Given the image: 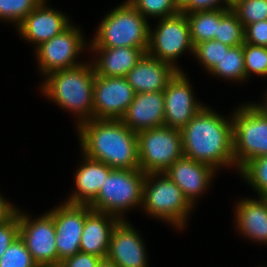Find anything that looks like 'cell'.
I'll return each mask as SVG.
<instances>
[{
  "label": "cell",
  "instance_id": "obj_1",
  "mask_svg": "<svg viewBox=\"0 0 267 267\" xmlns=\"http://www.w3.org/2000/svg\"><path fill=\"white\" fill-rule=\"evenodd\" d=\"M83 154L112 169H140L138 136L121 119H91L78 124Z\"/></svg>",
  "mask_w": 267,
  "mask_h": 267
},
{
  "label": "cell",
  "instance_id": "obj_2",
  "mask_svg": "<svg viewBox=\"0 0 267 267\" xmlns=\"http://www.w3.org/2000/svg\"><path fill=\"white\" fill-rule=\"evenodd\" d=\"M180 131L184 157L214 169L235 164L232 120L229 122L203 106Z\"/></svg>",
  "mask_w": 267,
  "mask_h": 267
},
{
  "label": "cell",
  "instance_id": "obj_3",
  "mask_svg": "<svg viewBox=\"0 0 267 267\" xmlns=\"http://www.w3.org/2000/svg\"><path fill=\"white\" fill-rule=\"evenodd\" d=\"M47 75L49 77H46L47 80L42 86L46 95L60 107L76 112L82 117L79 119L80 123L93 119V86L96 75L94 66L81 64Z\"/></svg>",
  "mask_w": 267,
  "mask_h": 267
},
{
  "label": "cell",
  "instance_id": "obj_4",
  "mask_svg": "<svg viewBox=\"0 0 267 267\" xmlns=\"http://www.w3.org/2000/svg\"><path fill=\"white\" fill-rule=\"evenodd\" d=\"M149 25L128 1L110 12L102 21L91 48H141L147 52Z\"/></svg>",
  "mask_w": 267,
  "mask_h": 267
},
{
  "label": "cell",
  "instance_id": "obj_5",
  "mask_svg": "<svg viewBox=\"0 0 267 267\" xmlns=\"http://www.w3.org/2000/svg\"><path fill=\"white\" fill-rule=\"evenodd\" d=\"M145 177L141 169H112L90 208L120 218V212L142 205Z\"/></svg>",
  "mask_w": 267,
  "mask_h": 267
},
{
  "label": "cell",
  "instance_id": "obj_6",
  "mask_svg": "<svg viewBox=\"0 0 267 267\" xmlns=\"http://www.w3.org/2000/svg\"><path fill=\"white\" fill-rule=\"evenodd\" d=\"M232 119L233 153L239 170L267 155V116L255 104L239 108Z\"/></svg>",
  "mask_w": 267,
  "mask_h": 267
},
{
  "label": "cell",
  "instance_id": "obj_7",
  "mask_svg": "<svg viewBox=\"0 0 267 267\" xmlns=\"http://www.w3.org/2000/svg\"><path fill=\"white\" fill-rule=\"evenodd\" d=\"M142 204L150 215L172 222L179 228L184 227L185 218L192 207L180 187L164 173L146 174Z\"/></svg>",
  "mask_w": 267,
  "mask_h": 267
},
{
  "label": "cell",
  "instance_id": "obj_8",
  "mask_svg": "<svg viewBox=\"0 0 267 267\" xmlns=\"http://www.w3.org/2000/svg\"><path fill=\"white\" fill-rule=\"evenodd\" d=\"M140 169L145 173H164L182 158V136L179 129L162 126L137 133Z\"/></svg>",
  "mask_w": 267,
  "mask_h": 267
},
{
  "label": "cell",
  "instance_id": "obj_9",
  "mask_svg": "<svg viewBox=\"0 0 267 267\" xmlns=\"http://www.w3.org/2000/svg\"><path fill=\"white\" fill-rule=\"evenodd\" d=\"M159 23L153 33L149 29L147 54L173 66V61L184 50L194 52L186 14L179 12L174 16L161 18Z\"/></svg>",
  "mask_w": 267,
  "mask_h": 267
},
{
  "label": "cell",
  "instance_id": "obj_10",
  "mask_svg": "<svg viewBox=\"0 0 267 267\" xmlns=\"http://www.w3.org/2000/svg\"><path fill=\"white\" fill-rule=\"evenodd\" d=\"M19 213V236L39 267H58V250L52 211L31 221Z\"/></svg>",
  "mask_w": 267,
  "mask_h": 267
},
{
  "label": "cell",
  "instance_id": "obj_11",
  "mask_svg": "<svg viewBox=\"0 0 267 267\" xmlns=\"http://www.w3.org/2000/svg\"><path fill=\"white\" fill-rule=\"evenodd\" d=\"M93 94V119H121L135 96L126 77L98 75H95Z\"/></svg>",
  "mask_w": 267,
  "mask_h": 267
},
{
  "label": "cell",
  "instance_id": "obj_12",
  "mask_svg": "<svg viewBox=\"0 0 267 267\" xmlns=\"http://www.w3.org/2000/svg\"><path fill=\"white\" fill-rule=\"evenodd\" d=\"M92 211L89 205L69 204L52 210L58 250V265L61 260L80 251V240L86 216Z\"/></svg>",
  "mask_w": 267,
  "mask_h": 267
},
{
  "label": "cell",
  "instance_id": "obj_13",
  "mask_svg": "<svg viewBox=\"0 0 267 267\" xmlns=\"http://www.w3.org/2000/svg\"><path fill=\"white\" fill-rule=\"evenodd\" d=\"M80 31L69 26L61 34L41 43L37 47V56L41 71L46 75L60 69H70L81 64L75 62L76 55L83 49Z\"/></svg>",
  "mask_w": 267,
  "mask_h": 267
},
{
  "label": "cell",
  "instance_id": "obj_14",
  "mask_svg": "<svg viewBox=\"0 0 267 267\" xmlns=\"http://www.w3.org/2000/svg\"><path fill=\"white\" fill-rule=\"evenodd\" d=\"M183 72L177 71L164 92V126L181 130L203 108L196 103Z\"/></svg>",
  "mask_w": 267,
  "mask_h": 267
},
{
  "label": "cell",
  "instance_id": "obj_15",
  "mask_svg": "<svg viewBox=\"0 0 267 267\" xmlns=\"http://www.w3.org/2000/svg\"><path fill=\"white\" fill-rule=\"evenodd\" d=\"M118 267H146V254L139 234L124 219L114 227L107 253Z\"/></svg>",
  "mask_w": 267,
  "mask_h": 267
},
{
  "label": "cell",
  "instance_id": "obj_16",
  "mask_svg": "<svg viewBox=\"0 0 267 267\" xmlns=\"http://www.w3.org/2000/svg\"><path fill=\"white\" fill-rule=\"evenodd\" d=\"M177 71L180 69L176 65L172 66L145 53L127 73L126 79L135 94L164 91Z\"/></svg>",
  "mask_w": 267,
  "mask_h": 267
},
{
  "label": "cell",
  "instance_id": "obj_17",
  "mask_svg": "<svg viewBox=\"0 0 267 267\" xmlns=\"http://www.w3.org/2000/svg\"><path fill=\"white\" fill-rule=\"evenodd\" d=\"M121 121L136 133L164 126V92L135 94Z\"/></svg>",
  "mask_w": 267,
  "mask_h": 267
},
{
  "label": "cell",
  "instance_id": "obj_18",
  "mask_svg": "<svg viewBox=\"0 0 267 267\" xmlns=\"http://www.w3.org/2000/svg\"><path fill=\"white\" fill-rule=\"evenodd\" d=\"M43 0L17 26L21 36L37 44V47L54 36L61 34L70 24L68 18L60 12L45 7Z\"/></svg>",
  "mask_w": 267,
  "mask_h": 267
},
{
  "label": "cell",
  "instance_id": "obj_19",
  "mask_svg": "<svg viewBox=\"0 0 267 267\" xmlns=\"http://www.w3.org/2000/svg\"><path fill=\"white\" fill-rule=\"evenodd\" d=\"M214 170L207 164L183 156L173 162L164 174L180 187L186 199L193 205L195 197L208 187Z\"/></svg>",
  "mask_w": 267,
  "mask_h": 267
},
{
  "label": "cell",
  "instance_id": "obj_20",
  "mask_svg": "<svg viewBox=\"0 0 267 267\" xmlns=\"http://www.w3.org/2000/svg\"><path fill=\"white\" fill-rule=\"evenodd\" d=\"M120 220H122V218L92 210L86 216L80 240V251L106 258L110 245L111 233Z\"/></svg>",
  "mask_w": 267,
  "mask_h": 267
},
{
  "label": "cell",
  "instance_id": "obj_21",
  "mask_svg": "<svg viewBox=\"0 0 267 267\" xmlns=\"http://www.w3.org/2000/svg\"><path fill=\"white\" fill-rule=\"evenodd\" d=\"M83 166L77 170L75 183L77 192L68 199L69 204L89 205L98 195L105 179L112 170L101 161L91 159L84 155Z\"/></svg>",
  "mask_w": 267,
  "mask_h": 267
},
{
  "label": "cell",
  "instance_id": "obj_22",
  "mask_svg": "<svg viewBox=\"0 0 267 267\" xmlns=\"http://www.w3.org/2000/svg\"><path fill=\"white\" fill-rule=\"evenodd\" d=\"M92 49L101 54L93 65L95 73L104 77H126L145 54L141 48L134 47Z\"/></svg>",
  "mask_w": 267,
  "mask_h": 267
},
{
  "label": "cell",
  "instance_id": "obj_23",
  "mask_svg": "<svg viewBox=\"0 0 267 267\" xmlns=\"http://www.w3.org/2000/svg\"><path fill=\"white\" fill-rule=\"evenodd\" d=\"M246 199L236 208L238 228L244 235L255 241L267 243V199Z\"/></svg>",
  "mask_w": 267,
  "mask_h": 267
},
{
  "label": "cell",
  "instance_id": "obj_24",
  "mask_svg": "<svg viewBox=\"0 0 267 267\" xmlns=\"http://www.w3.org/2000/svg\"><path fill=\"white\" fill-rule=\"evenodd\" d=\"M214 40L229 47L244 44V27L232 10H217V30Z\"/></svg>",
  "mask_w": 267,
  "mask_h": 267
},
{
  "label": "cell",
  "instance_id": "obj_25",
  "mask_svg": "<svg viewBox=\"0 0 267 267\" xmlns=\"http://www.w3.org/2000/svg\"><path fill=\"white\" fill-rule=\"evenodd\" d=\"M186 14L193 46L214 39L217 30V10L197 11Z\"/></svg>",
  "mask_w": 267,
  "mask_h": 267
},
{
  "label": "cell",
  "instance_id": "obj_26",
  "mask_svg": "<svg viewBox=\"0 0 267 267\" xmlns=\"http://www.w3.org/2000/svg\"><path fill=\"white\" fill-rule=\"evenodd\" d=\"M212 74L230 80H243L245 79V66H244V55L243 47L234 46L230 47L228 52H224L223 57L211 71Z\"/></svg>",
  "mask_w": 267,
  "mask_h": 267
},
{
  "label": "cell",
  "instance_id": "obj_27",
  "mask_svg": "<svg viewBox=\"0 0 267 267\" xmlns=\"http://www.w3.org/2000/svg\"><path fill=\"white\" fill-rule=\"evenodd\" d=\"M232 10L237 14L243 27L267 20V0H234Z\"/></svg>",
  "mask_w": 267,
  "mask_h": 267
},
{
  "label": "cell",
  "instance_id": "obj_28",
  "mask_svg": "<svg viewBox=\"0 0 267 267\" xmlns=\"http://www.w3.org/2000/svg\"><path fill=\"white\" fill-rule=\"evenodd\" d=\"M239 171L260 196L267 194V155L251 159Z\"/></svg>",
  "mask_w": 267,
  "mask_h": 267
},
{
  "label": "cell",
  "instance_id": "obj_29",
  "mask_svg": "<svg viewBox=\"0 0 267 267\" xmlns=\"http://www.w3.org/2000/svg\"><path fill=\"white\" fill-rule=\"evenodd\" d=\"M0 267H39L24 241L17 237L0 257Z\"/></svg>",
  "mask_w": 267,
  "mask_h": 267
},
{
  "label": "cell",
  "instance_id": "obj_30",
  "mask_svg": "<svg viewBox=\"0 0 267 267\" xmlns=\"http://www.w3.org/2000/svg\"><path fill=\"white\" fill-rule=\"evenodd\" d=\"M245 66V78L254 74L267 76V47L245 43L242 45Z\"/></svg>",
  "mask_w": 267,
  "mask_h": 267
},
{
  "label": "cell",
  "instance_id": "obj_31",
  "mask_svg": "<svg viewBox=\"0 0 267 267\" xmlns=\"http://www.w3.org/2000/svg\"><path fill=\"white\" fill-rule=\"evenodd\" d=\"M145 18L146 15L159 18L171 17L180 12L172 0H127Z\"/></svg>",
  "mask_w": 267,
  "mask_h": 267
},
{
  "label": "cell",
  "instance_id": "obj_32",
  "mask_svg": "<svg viewBox=\"0 0 267 267\" xmlns=\"http://www.w3.org/2000/svg\"><path fill=\"white\" fill-rule=\"evenodd\" d=\"M229 46L220 43L217 40H210L205 42H200L194 46L195 56L199 61L211 71L218 63H220L224 52H228Z\"/></svg>",
  "mask_w": 267,
  "mask_h": 267
},
{
  "label": "cell",
  "instance_id": "obj_33",
  "mask_svg": "<svg viewBox=\"0 0 267 267\" xmlns=\"http://www.w3.org/2000/svg\"><path fill=\"white\" fill-rule=\"evenodd\" d=\"M43 0H0V19L15 21L17 25Z\"/></svg>",
  "mask_w": 267,
  "mask_h": 267
},
{
  "label": "cell",
  "instance_id": "obj_34",
  "mask_svg": "<svg viewBox=\"0 0 267 267\" xmlns=\"http://www.w3.org/2000/svg\"><path fill=\"white\" fill-rule=\"evenodd\" d=\"M245 43L267 47V20L255 22L244 27Z\"/></svg>",
  "mask_w": 267,
  "mask_h": 267
},
{
  "label": "cell",
  "instance_id": "obj_35",
  "mask_svg": "<svg viewBox=\"0 0 267 267\" xmlns=\"http://www.w3.org/2000/svg\"><path fill=\"white\" fill-rule=\"evenodd\" d=\"M17 237H19L18 211L9 221L0 225V257Z\"/></svg>",
  "mask_w": 267,
  "mask_h": 267
},
{
  "label": "cell",
  "instance_id": "obj_36",
  "mask_svg": "<svg viewBox=\"0 0 267 267\" xmlns=\"http://www.w3.org/2000/svg\"><path fill=\"white\" fill-rule=\"evenodd\" d=\"M223 1V0H222ZM221 0H188V2L180 9L181 13H193L197 11H214V10H230L232 2L224 0L226 7H220ZM217 5V6H216Z\"/></svg>",
  "mask_w": 267,
  "mask_h": 267
},
{
  "label": "cell",
  "instance_id": "obj_37",
  "mask_svg": "<svg viewBox=\"0 0 267 267\" xmlns=\"http://www.w3.org/2000/svg\"><path fill=\"white\" fill-rule=\"evenodd\" d=\"M101 260V257L79 251L61 260L58 267H98Z\"/></svg>",
  "mask_w": 267,
  "mask_h": 267
},
{
  "label": "cell",
  "instance_id": "obj_38",
  "mask_svg": "<svg viewBox=\"0 0 267 267\" xmlns=\"http://www.w3.org/2000/svg\"><path fill=\"white\" fill-rule=\"evenodd\" d=\"M16 212L17 209L0 196V225L9 221Z\"/></svg>",
  "mask_w": 267,
  "mask_h": 267
},
{
  "label": "cell",
  "instance_id": "obj_39",
  "mask_svg": "<svg viewBox=\"0 0 267 267\" xmlns=\"http://www.w3.org/2000/svg\"><path fill=\"white\" fill-rule=\"evenodd\" d=\"M98 267H118L114 262L108 260L107 258H102Z\"/></svg>",
  "mask_w": 267,
  "mask_h": 267
},
{
  "label": "cell",
  "instance_id": "obj_40",
  "mask_svg": "<svg viewBox=\"0 0 267 267\" xmlns=\"http://www.w3.org/2000/svg\"><path fill=\"white\" fill-rule=\"evenodd\" d=\"M172 1L179 10L188 2V0H172Z\"/></svg>",
  "mask_w": 267,
  "mask_h": 267
},
{
  "label": "cell",
  "instance_id": "obj_41",
  "mask_svg": "<svg viewBox=\"0 0 267 267\" xmlns=\"http://www.w3.org/2000/svg\"><path fill=\"white\" fill-rule=\"evenodd\" d=\"M267 98V97H266ZM266 102L264 103V105L263 104H261V105H257V104H255V106L258 108V109H260L266 116H267V99L265 100Z\"/></svg>",
  "mask_w": 267,
  "mask_h": 267
}]
</instances>
